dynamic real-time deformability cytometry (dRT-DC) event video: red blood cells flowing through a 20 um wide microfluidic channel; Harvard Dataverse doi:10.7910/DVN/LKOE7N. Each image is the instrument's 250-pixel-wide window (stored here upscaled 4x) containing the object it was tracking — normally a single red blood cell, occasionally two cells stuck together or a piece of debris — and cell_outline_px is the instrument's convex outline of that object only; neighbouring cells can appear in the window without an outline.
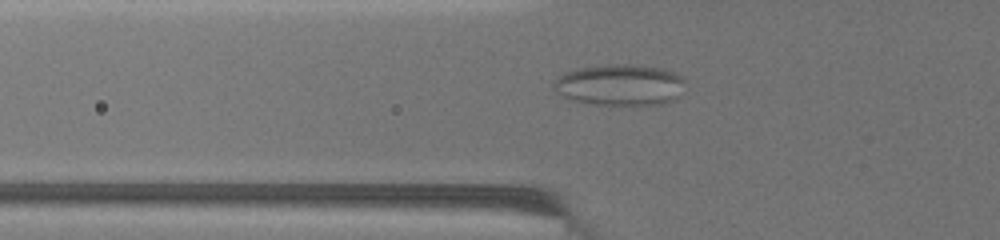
{"species": "common noctule bat (a hibernating species)", "species_latin": "Nyctalus noctula", "temperature_condition": "warm", "stored_images_in_passage": 50, "camera_frame_rate_fps": 3000, "um_per_image_px": 0.085, "animal": {"sex": "female", "body_mass_g": 19.5, "forearm_length_mm": 54.1}, "frame": {"image": 1, "passage_image": 19, "time_ms": 6.0, "image_size_px": [1000, 240], "cell_outline_px": [[684, 80], [676, 100], [664, 104], [584, 104], [568, 100], [560, 96], [552, 88], [552, 84], [560, 76], [568, 72], [580, 68], [608, 64], [636, 64], [664, 68], [672, 72]], "centroid_in_image_um": [52.64, 7.22], "position_along_channel_um": 73.2, "area_um2": 31.67}}
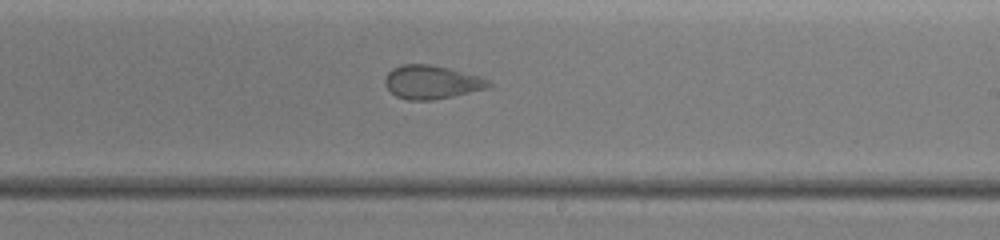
{"frame": {"image": 2, "passage_image": 32, "time_ms": 10.333, "image_size_px": [1000, 240], "cell_outline_px": [[492, 88], [432, 100], [408, 100], [396, 96], [384, 84], [384, 80], [388, 72], [392, 68], [404, 64], [428, 64], [448, 68], [480, 76], [488, 80], [492, 84]], "centroid_in_image_um": [36.71, 6.98], "position_along_channel_um": 252.3, "area_um2": 20.29}}
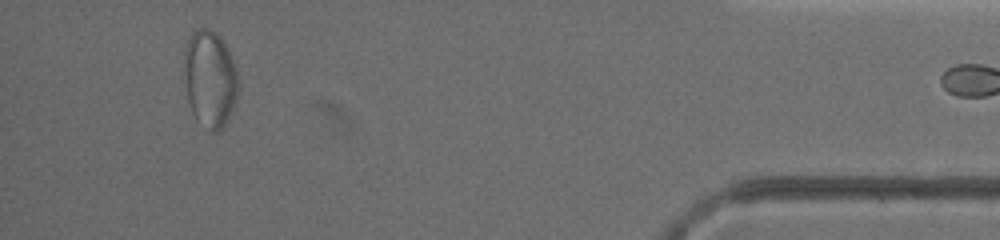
{"frame": {"image": 3, "passage_image": 48, "time_ms": 15.667, "image_size_px": [1000, 240], "cell_outline_px": [[240, 84], [232, 108], [224, 124], [216, 132], [212, 132], [196, 120], [192, 112], [188, 100], [184, 72], [184, 52], [188, 40], [192, 32], [200, 28], [212, 28], [220, 36], [232, 60]], "centroid_in_image_um": [17.82, 6.67], "position_along_channel_um": 417.4, "area_um2": 30.23}}